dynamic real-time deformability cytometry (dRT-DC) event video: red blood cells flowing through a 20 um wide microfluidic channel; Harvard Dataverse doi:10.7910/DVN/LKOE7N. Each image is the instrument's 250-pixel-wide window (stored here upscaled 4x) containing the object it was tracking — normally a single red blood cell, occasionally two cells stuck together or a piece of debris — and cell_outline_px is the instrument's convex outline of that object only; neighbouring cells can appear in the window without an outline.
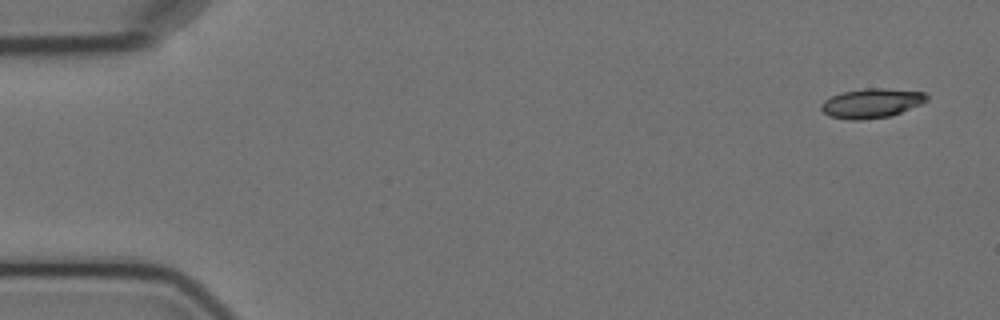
{"species": "Egyptian fruit bat (a non-hibernating species)", "species_latin": "Rousettus aegyptiacus", "temperature_condition": "cold", "stored_images_in_passage": 4, "camera_frame_rate_fps": 3000, "um_per_image_px": 0.085, "animal": {"sex": "female"}, "frame": {"image": 1, "passage_image": 1, "time_ms": 0.0, "image_size_px": [1000, 320], "cell_outline_px": [[928, 100], [920, 104], [892, 116], [860, 120], [852, 120], [828, 116], [820, 108], [820, 104], [824, 100], [832, 96], [844, 92], [868, 88], [884, 88], [924, 92], [928, 96]], "centroid_in_image_um": [74.08, 8.78], "position_along_channel_um": 10.9, "area_um2": 18.03}}